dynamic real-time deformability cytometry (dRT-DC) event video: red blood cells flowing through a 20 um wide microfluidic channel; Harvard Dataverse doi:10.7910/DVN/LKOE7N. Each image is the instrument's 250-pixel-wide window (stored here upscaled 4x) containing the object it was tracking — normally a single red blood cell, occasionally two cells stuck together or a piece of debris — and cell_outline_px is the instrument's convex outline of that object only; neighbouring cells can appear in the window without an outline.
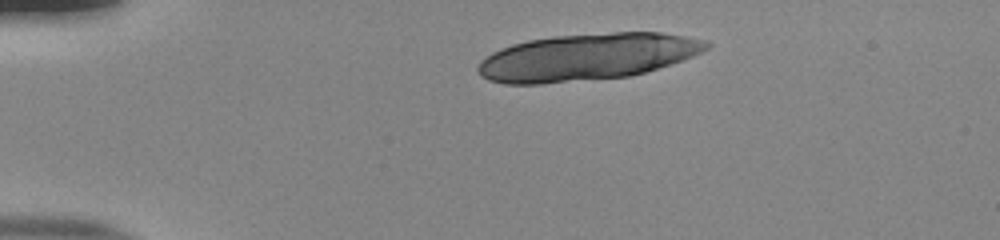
{"species": "human", "species_latin": "Homo sapiens", "temperature_condition": "room temperature", "stored_images_in_passage": 10, "camera_frame_rate_fps": 3000, "um_per_image_px": 0.085, "donor": {"sex": "male"}, "frame": {"image": 1, "passage_image": 1, "time_ms": 0.0, "image_size_px": [1000, 240], "cell_outline_px": [[712, 44], [708, 48], [692, 56], [644, 72], [628, 76], [540, 84], [504, 84], [488, 80], [480, 76], [476, 68], [480, 60], [492, 52], [500, 48], [512, 44], [528, 40], [552, 36], [612, 32], [660, 32], [708, 40]], "centroid_in_image_um": [49.84, 4.84], "position_along_channel_um": 35.2, "area_um2": 62.31}}